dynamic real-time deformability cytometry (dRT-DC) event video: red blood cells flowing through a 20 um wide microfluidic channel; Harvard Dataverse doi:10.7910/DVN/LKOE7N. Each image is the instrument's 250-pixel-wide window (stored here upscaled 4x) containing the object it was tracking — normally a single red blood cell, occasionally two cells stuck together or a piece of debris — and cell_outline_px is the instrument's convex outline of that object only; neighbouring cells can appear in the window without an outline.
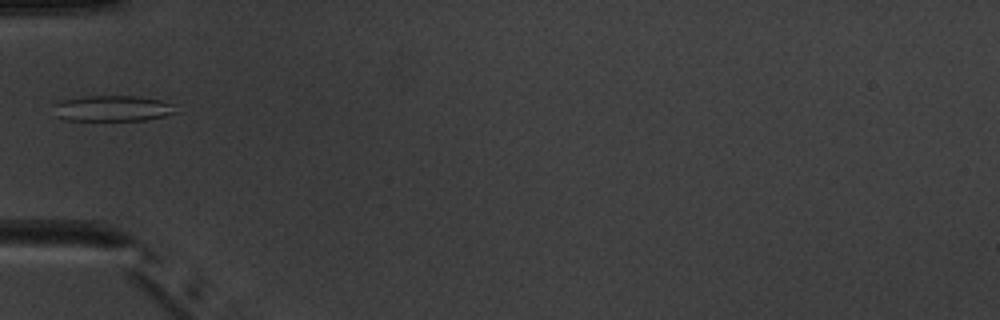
{"species": "common noctule bat (a hibernating species)", "species_latin": "Nyctalus noctula", "temperature_condition": "warm", "stored_images_in_passage": 6, "camera_frame_rate_fps": 3000, "um_per_image_px": 0.085, "animal": {"sex": "male", "body_mass_g": 20.1, "forearm_length_mm": 53.5}, "frame": {"image": 1, "passage_image": 6, "time_ms": 5.667, "image_size_px": [1000, 320], "cell_outline_px": [[180, 112], [164, 116], [144, 120], [68, 120], [56, 116], [52, 104], [56, 100], [88, 96], [136, 96], [160, 100], [176, 104]], "centroid_in_image_um": [9.58, 9.2], "position_along_channel_um": 75.4, "area_um2": 18.73}}